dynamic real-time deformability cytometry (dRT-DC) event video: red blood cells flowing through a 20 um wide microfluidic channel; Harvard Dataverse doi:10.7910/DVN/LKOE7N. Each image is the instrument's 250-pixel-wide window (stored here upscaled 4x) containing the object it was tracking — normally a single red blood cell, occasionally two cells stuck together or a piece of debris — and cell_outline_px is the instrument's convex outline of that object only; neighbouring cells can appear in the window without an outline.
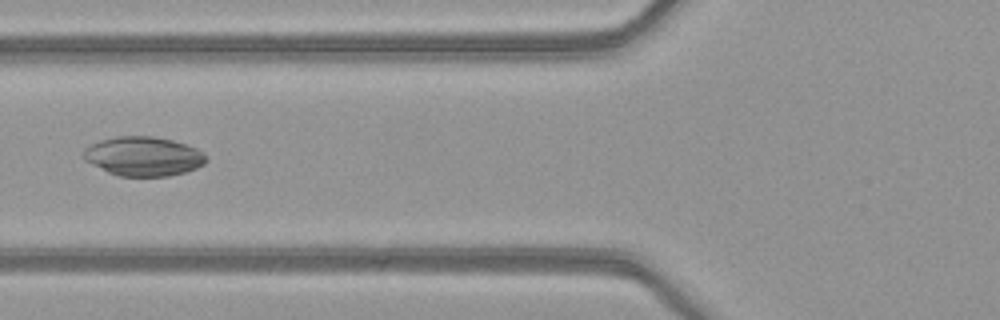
{"species": "common noctule bat (a hibernating species)", "species_latin": "Nyctalus noctula", "temperature_condition": "warm", "stored_images_in_passage": 2, "camera_frame_rate_fps": 3000, "um_per_image_px": 0.085, "animal": {"sex": "female", "body_mass_g": 21.9}, "frame": {"image": 1, "passage_image": 2, "time_ms": 0.333, "image_size_px": [1000, 320], "cell_outline_px": [[208, 160], [204, 164], [196, 168], [184, 172], [168, 176], [120, 176], [108, 172], [84, 160], [84, 148], [100, 140], [116, 136], [152, 136], [172, 140], [196, 148], [204, 152]], "centroid_in_image_um": [12.2, 13.28], "position_along_channel_um": 113.6, "area_um2": 27.98}}